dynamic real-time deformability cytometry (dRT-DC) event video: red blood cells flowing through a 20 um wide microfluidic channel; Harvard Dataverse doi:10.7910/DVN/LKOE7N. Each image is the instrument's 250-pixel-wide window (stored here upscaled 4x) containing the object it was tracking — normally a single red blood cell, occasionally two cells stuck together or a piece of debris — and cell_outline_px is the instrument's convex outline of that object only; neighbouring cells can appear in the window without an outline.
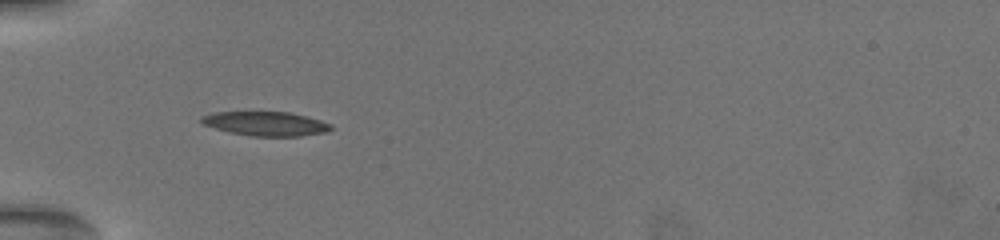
{"species": "common noctule bat (a hibernating species)", "species_latin": "Nyctalus noctula", "temperature_condition": "warm", "stored_images_in_passage": 32, "camera_frame_rate_fps": 3000, "um_per_image_px": 0.085, "animal": {"sex": "female", "body_mass_g": 19.5, "forearm_length_mm": 54.1}, "frame": {"image": 1, "passage_image": 6, "time_ms": 3.667, "image_size_px": [1000, 240], "cell_outline_px": [[332, 128], [324, 132], [300, 136], [252, 136], [228, 132], [204, 124], [200, 120], [200, 116], [216, 112], [288, 112], [320, 120], [332, 124]], "centroid_in_image_um": [22.57, 10.51], "position_along_channel_um": 62.4, "area_um2": 18.03}}
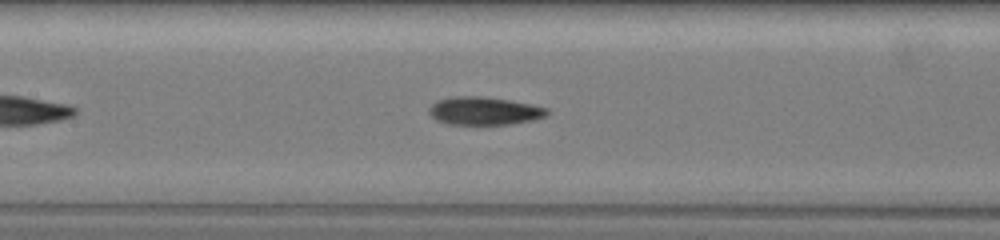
{"frame": {"image": 2, "passage_image": 13, "time_ms": 6.667, "image_size_px": [1000, 240], "cell_outline_px": [[548, 112], [544, 116], [536, 120], [512, 124], [448, 124], [436, 120], [428, 112], [428, 108], [436, 100], [452, 96], [484, 96], [532, 104], [548, 108]], "centroid_in_image_um": [41.14, 9.42], "position_along_channel_um": 166.3, "area_um2": 19.42}}
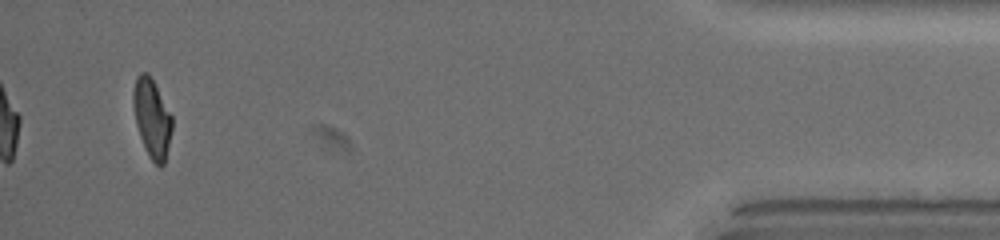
{"frame": {"image": 3, "passage_image": 32, "time_ms": 15.333, "image_size_px": [1000, 240], "cell_outline_px": [[172, 128], [164, 164], [160, 168], [148, 156], [144, 148], [136, 124], [132, 104], [132, 92], [136, 76], [140, 72], [148, 72], [172, 116]], "centroid_in_image_um": [12.89, 10.04], "position_along_channel_um": 422.3, "area_um2": 17.8}, "authors_computed_cell_mechanics": {"area_um2": 18.6983, "velocity_mm_per_s": 3.7166, "shape_relaxation_time_tau1_ms": 5.7769, "shape_relaxation_time_tau2_ms": 1.0296, "deformation_change_tau1": 0.2061, "deformation_change_tau2": 0.0692}}